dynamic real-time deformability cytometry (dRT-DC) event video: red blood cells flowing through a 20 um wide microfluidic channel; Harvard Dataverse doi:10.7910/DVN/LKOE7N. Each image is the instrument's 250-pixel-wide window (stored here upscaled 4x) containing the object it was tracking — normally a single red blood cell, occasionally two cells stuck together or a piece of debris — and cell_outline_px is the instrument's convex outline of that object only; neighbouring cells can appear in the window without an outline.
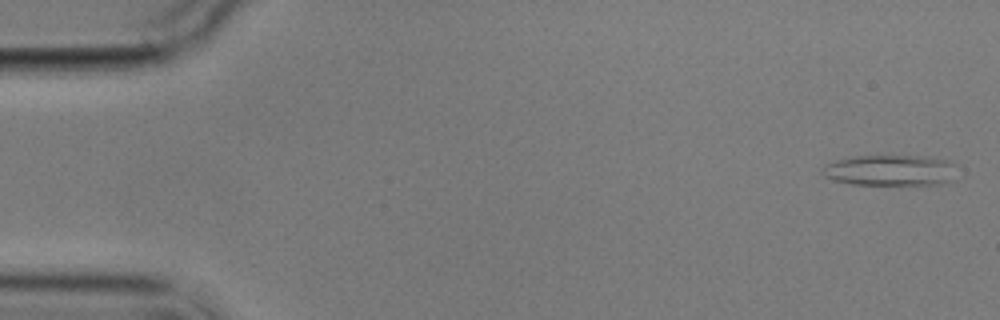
{"species": "common noctule bat (a hibernating species)", "species_latin": "Nyctalus noctula", "temperature_condition": "cold", "stored_images_in_passage": 5, "camera_frame_rate_fps": 3000, "um_per_image_px": 0.085, "animal": {"sex": "male", "body_mass_g": 17.9}, "frame": {"image": 1, "passage_image": 1, "time_ms": 0.0, "image_size_px": [1000, 320], "cell_outline_px": [[956, 164], [948, 180], [940, 184], [852, 184], [836, 180], [824, 176], [820, 172], [828, 164], [836, 160], [856, 156], [924, 156], [948, 160]], "centroid_in_image_um": [75.64, 14.46], "position_along_channel_um": 9.4, "area_um2": 23.64}}